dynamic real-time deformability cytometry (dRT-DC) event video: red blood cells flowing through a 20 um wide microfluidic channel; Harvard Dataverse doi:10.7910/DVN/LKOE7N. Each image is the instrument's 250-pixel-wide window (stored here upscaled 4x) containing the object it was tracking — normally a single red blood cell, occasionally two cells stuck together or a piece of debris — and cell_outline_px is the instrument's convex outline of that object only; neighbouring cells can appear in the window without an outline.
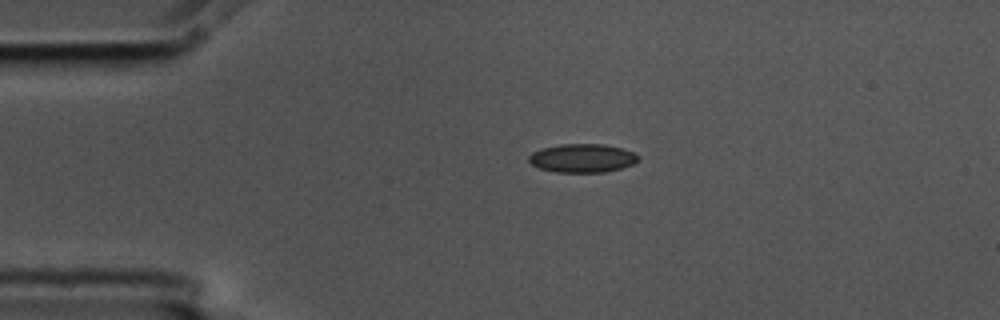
{"species": "common noctule bat (a hibernating species)", "species_latin": "Nyctalus noctula", "temperature_condition": "cold", "stored_images_in_passage": 4, "camera_frame_rate_fps": 3000, "um_per_image_px": 0.085, "animal": {"sex": "male", "body_mass_g": 17.5, "forearm_length_mm": 52.3}, "frame": {"image": 1, "passage_image": 4, "time_ms": 1.0, "image_size_px": [1000, 320], "cell_outline_px": [[640, 160], [632, 164], [620, 168], [604, 172], [556, 172], [540, 168], [532, 164], [528, 160], [528, 156], [532, 152], [540, 148], [560, 144], [604, 144], [624, 148], [636, 152], [640, 156]], "centroid_in_image_um": [49.53, 13.42], "position_along_channel_um": 35.5, "area_um2": 18.44}}